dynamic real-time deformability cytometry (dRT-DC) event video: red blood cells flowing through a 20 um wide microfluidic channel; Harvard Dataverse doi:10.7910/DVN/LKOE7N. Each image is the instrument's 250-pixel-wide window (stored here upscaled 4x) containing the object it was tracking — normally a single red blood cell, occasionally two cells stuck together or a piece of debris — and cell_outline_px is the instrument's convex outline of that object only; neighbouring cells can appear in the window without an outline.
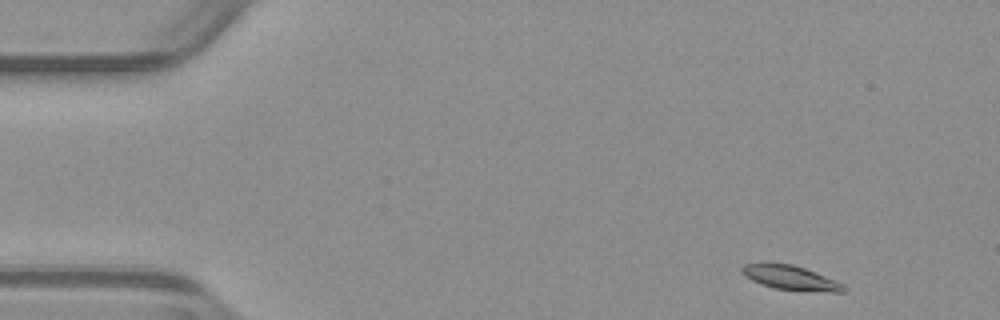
{"species": "common noctule bat (a hibernating species)", "species_latin": "Nyctalus noctula", "temperature_condition": "warm", "stored_images_in_passage": 49, "camera_frame_rate_fps": 3000, "um_per_image_px": 0.085, "animal": {"sex": "male", "body_mass_g": 23.1, "forearm_length_mm": 52.7}, "frame": {"image": 1, "passage_image": 1, "time_ms": 0.0, "image_size_px": [1000, 320], "cell_outline_px": [[848, 288], [844, 292], [828, 292], [776, 288], [760, 284], [744, 276], [740, 272], [740, 268], [744, 264], [764, 260], [792, 264], [804, 268], [836, 280], [844, 284]], "centroid_in_image_um": [67.13, 23.56], "position_along_channel_um": 17.9, "area_um2": 14.91}}
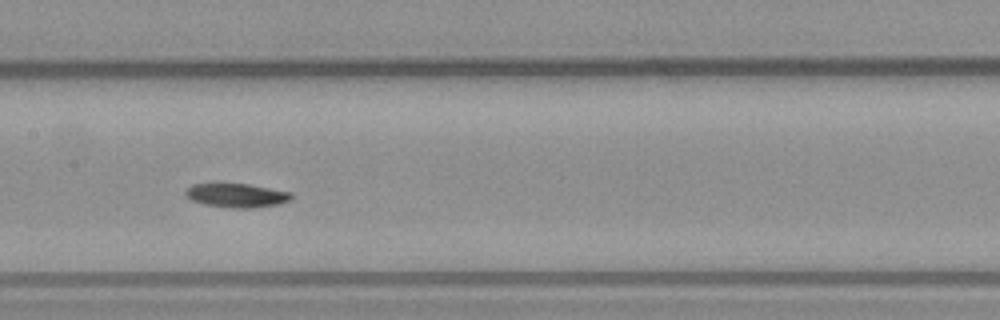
{"frame": {"image": 2, "passage_image": 22, "time_ms": 7.0, "image_size_px": [1000, 320], "cell_outline_px": [[292, 200], [280, 204], [252, 208], [228, 208], [204, 204], [192, 200], [184, 196], [184, 192], [192, 184], [248, 184], [292, 192]], "centroid_in_image_um": [20.13, 16.62], "position_along_channel_um": 187.3, "area_um2": 14.85}}
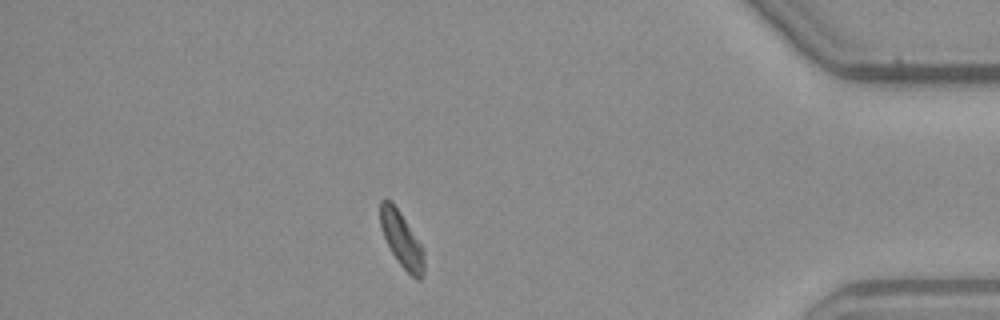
{"frame": {"image": 3, "passage_image": 42, "time_ms": 13.667, "image_size_px": [1000, 320], "cell_outline_px": [[424, 272], [420, 280], [416, 280], [400, 264], [392, 252], [384, 236], [380, 224], [380, 200], [388, 200], [400, 212], [424, 248]], "centroid_in_image_um": [34.17, 20.4], "position_along_channel_um": 401.0, "area_um2": 13.87}}